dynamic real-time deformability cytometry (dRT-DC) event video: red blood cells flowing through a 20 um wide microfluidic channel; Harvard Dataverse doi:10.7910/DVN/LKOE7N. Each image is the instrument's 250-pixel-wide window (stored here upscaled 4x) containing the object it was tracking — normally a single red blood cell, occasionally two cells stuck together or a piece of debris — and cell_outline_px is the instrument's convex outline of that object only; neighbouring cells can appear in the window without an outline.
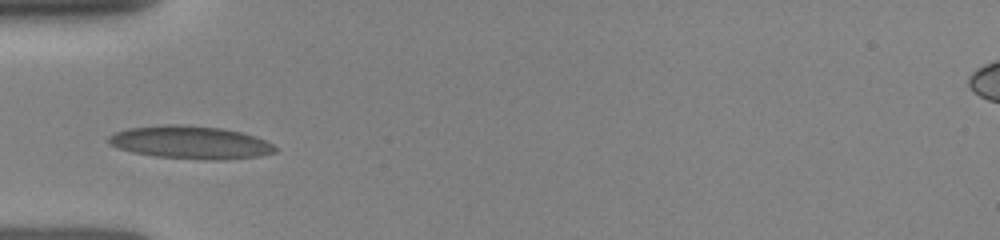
{"species": "human", "species_latin": "Homo sapiens", "temperature_condition": "room temperature", "stored_images_in_passage": 2, "camera_frame_rate_fps": 3000, "um_per_image_px": 0.085, "donor": {"sex": "female"}, "frame": {"image": 1, "passage_image": 1, "time_ms": 0.0, "image_size_px": [1000, 240], "cell_outline_px": [[276, 152], [260, 156], [224, 160], [204, 160], [156, 156], [132, 152], [116, 148], [108, 144], [108, 136], [116, 132], [128, 128], [164, 124], [184, 124], [220, 128], [244, 132], [256, 136], [272, 144], [276, 148]], "centroid_in_image_um": [16.18, 12.1], "position_along_channel_um": 68.8, "area_um2": 32.25}}